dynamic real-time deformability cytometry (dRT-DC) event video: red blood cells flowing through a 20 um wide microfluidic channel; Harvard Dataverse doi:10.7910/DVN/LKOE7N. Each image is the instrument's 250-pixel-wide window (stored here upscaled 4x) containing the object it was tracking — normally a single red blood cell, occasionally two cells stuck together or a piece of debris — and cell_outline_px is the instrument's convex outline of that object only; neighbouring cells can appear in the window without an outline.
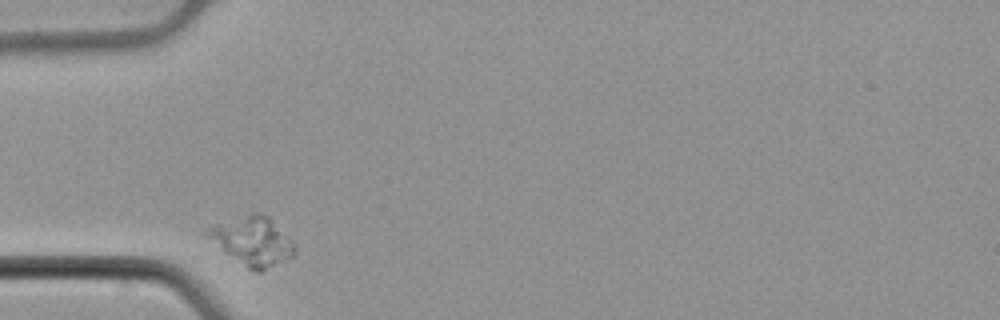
{"species": "common noctule bat (a hibernating species)", "species_latin": "Nyctalus noctula", "temperature_condition": "cold", "stored_images_in_passage": 29, "camera_frame_rate_fps": 3000, "um_per_image_px": 0.085, "animal": {"sex": "male", "body_mass_g": 21.5, "forearm_length_mm": 52.0}, "frame": {"image": 1, "passage_image": 1, "time_ms": 0.0, "image_size_px": [1000, 320], "cell_outline_px": [[296, 252], [292, 256], [260, 272], [256, 272], [248, 268], [224, 252], [204, 236], [200, 232], [208, 228], [256, 212], [260, 212], [268, 216], [296, 244]], "centroid_in_image_um": [21.46, 20.5], "position_along_channel_um": 63.5, "area_um2": 24.33}}
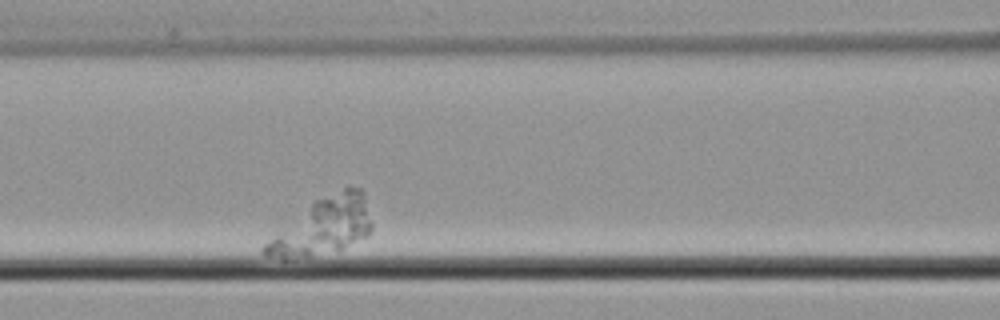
{"frame": {"image": 2, "passage_image": 8, "time_ms": 2.333, "image_size_px": [1000, 320], "cell_outline_px": [[372, 228], [368, 236], [340, 248], [308, 256], [284, 260], [268, 256], [260, 252], [260, 248], [264, 244], [316, 200], [348, 184], [360, 188], [364, 192], [372, 224]], "centroid_in_image_um": [27.49, 19.22], "position_along_channel_um": 139.1, "area_um2": 34.62}}